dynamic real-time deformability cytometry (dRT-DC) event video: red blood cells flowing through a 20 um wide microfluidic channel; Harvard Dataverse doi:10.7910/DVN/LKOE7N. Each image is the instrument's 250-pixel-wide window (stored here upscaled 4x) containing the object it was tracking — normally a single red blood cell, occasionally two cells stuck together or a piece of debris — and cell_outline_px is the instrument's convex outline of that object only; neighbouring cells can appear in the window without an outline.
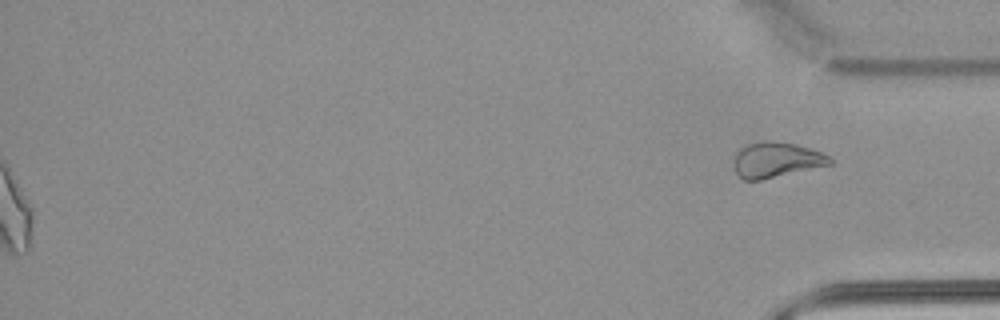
{"species": "common noctule bat (a hibernating species)", "species_latin": "Nyctalus noctula", "temperature_condition": "warm", "stored_images_in_passage": 55, "segment_of_instrument_passage": [2, 2], "camera_frame_rate_fps": 3000, "um_per_image_px": 0.085, "animal": {"sex": "male", "body_mass_g": 21.5, "forearm_length_mm": 52.0}, "frame": {"image": 1, "passage_image": 55, "time_ms": 18.0, "image_size_px": [1000, 320], "cell_outline_px": [[832, 164], [760, 180], [744, 180], [736, 172], [732, 164], [732, 160], [736, 152], [740, 148], [748, 144], [764, 140], [768, 140], [796, 144], [820, 152], [828, 156], [832, 160]], "centroid_in_image_um": [65.93, 13.58], "position_along_channel_um": 369.3, "area_um2": 19.71}}